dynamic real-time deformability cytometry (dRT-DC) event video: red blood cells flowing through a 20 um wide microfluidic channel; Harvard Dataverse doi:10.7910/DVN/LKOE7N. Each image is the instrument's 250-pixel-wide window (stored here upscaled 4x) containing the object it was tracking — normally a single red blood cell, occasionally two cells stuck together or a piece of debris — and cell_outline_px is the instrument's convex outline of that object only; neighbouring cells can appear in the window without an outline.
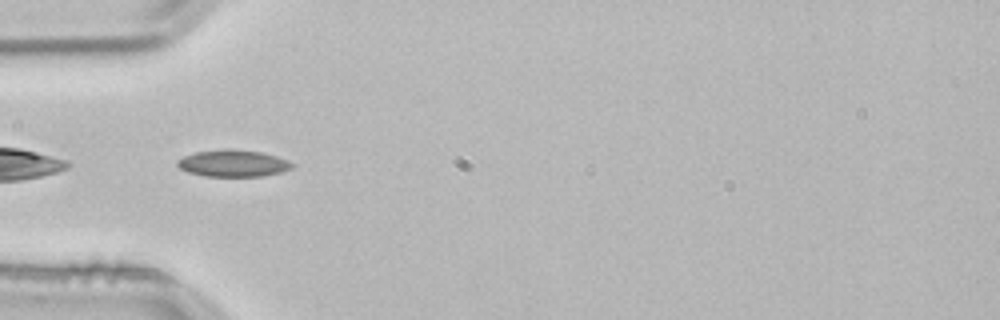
{"species": "common noctule bat (a hibernating species)", "species_latin": "Nyctalus noctula", "temperature_condition": "room temperature", "stored_images_in_passage": 2, "camera_frame_rate_fps": 3000, "um_per_image_px": 0.085, "animal": {"sex": "male", "body_mass_g": 21.5, "forearm_length_mm": 52.0}, "frame": {"image": 1, "passage_image": 2, "time_ms": 0.333, "image_size_px": [1000, 320], "cell_outline_px": [[296, 164], [292, 168], [280, 172], [264, 176], [204, 176], [188, 172], [180, 168], [176, 164], [176, 160], [184, 156], [196, 152], [224, 148], [232, 148], [260, 152], [276, 156], [288, 160]], "centroid_in_image_um": [19.81, 13.87], "position_along_channel_um": 65.2, "area_um2": 18.09}}